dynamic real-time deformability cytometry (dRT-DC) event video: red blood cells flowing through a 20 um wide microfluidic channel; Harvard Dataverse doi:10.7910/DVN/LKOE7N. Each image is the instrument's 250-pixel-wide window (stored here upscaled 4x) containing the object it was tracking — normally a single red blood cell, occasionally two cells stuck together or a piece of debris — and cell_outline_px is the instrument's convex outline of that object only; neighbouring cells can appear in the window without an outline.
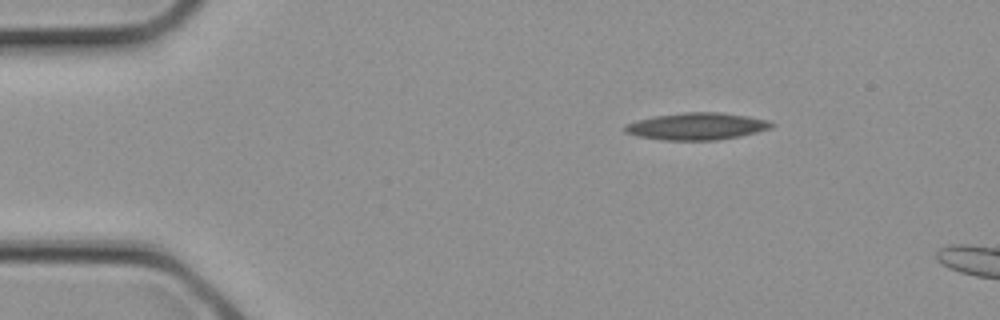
{"species": "common noctule bat (a hibernating species)", "species_latin": "Nyctalus noctula", "temperature_condition": "cold", "stored_images_in_passage": 2, "camera_frame_rate_fps": 3000, "um_per_image_px": 0.085, "animal": {"sex": "female", "body_mass_g": 21.9}, "frame": {"image": 1, "passage_image": 1, "time_ms": 0.0, "image_size_px": [1000, 320], "cell_outline_px": [[776, 124], [772, 128], [740, 136], [716, 140], [660, 140], [636, 136], [624, 132], [624, 124], [636, 120], [652, 116], [684, 112], [720, 112], [748, 116], [768, 120]], "centroid_in_image_um": [59.19, 10.73], "position_along_channel_um": 25.8, "area_um2": 23.41}}